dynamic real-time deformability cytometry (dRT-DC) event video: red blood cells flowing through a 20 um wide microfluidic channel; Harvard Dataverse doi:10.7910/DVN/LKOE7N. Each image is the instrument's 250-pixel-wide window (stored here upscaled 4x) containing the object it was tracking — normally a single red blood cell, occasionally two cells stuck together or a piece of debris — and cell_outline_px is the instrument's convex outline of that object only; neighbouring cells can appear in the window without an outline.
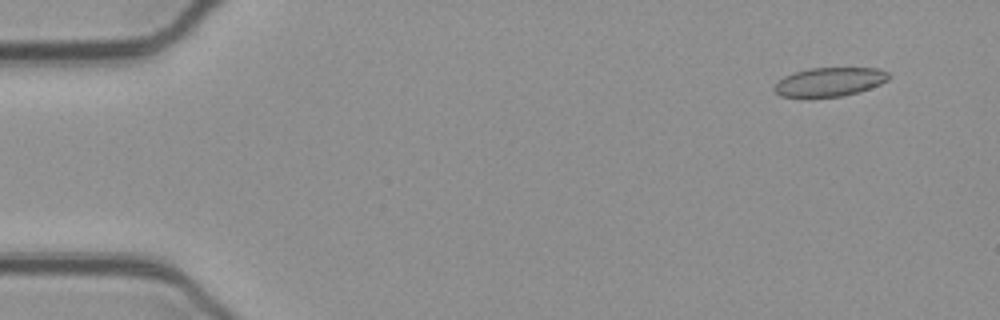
{"species": "common noctule bat (a hibernating species)", "species_latin": "Nyctalus noctula", "temperature_condition": "cold", "stored_images_in_passage": 7, "camera_frame_rate_fps": 3000, "um_per_image_px": 0.085, "animal": {"sex": "female", "body_mass_g": 21.9}, "frame": {"image": 1, "passage_image": 4, "time_ms": 1.0, "image_size_px": [1000, 320], "cell_outline_px": [[892, 76], [888, 80], [880, 84], [844, 96], [808, 100], [780, 96], [772, 88], [776, 80], [784, 76], [808, 68], [876, 68], [888, 72]], "centroid_in_image_um": [70.43, 7.0], "position_along_channel_um": 14.6, "area_um2": 20.0}}